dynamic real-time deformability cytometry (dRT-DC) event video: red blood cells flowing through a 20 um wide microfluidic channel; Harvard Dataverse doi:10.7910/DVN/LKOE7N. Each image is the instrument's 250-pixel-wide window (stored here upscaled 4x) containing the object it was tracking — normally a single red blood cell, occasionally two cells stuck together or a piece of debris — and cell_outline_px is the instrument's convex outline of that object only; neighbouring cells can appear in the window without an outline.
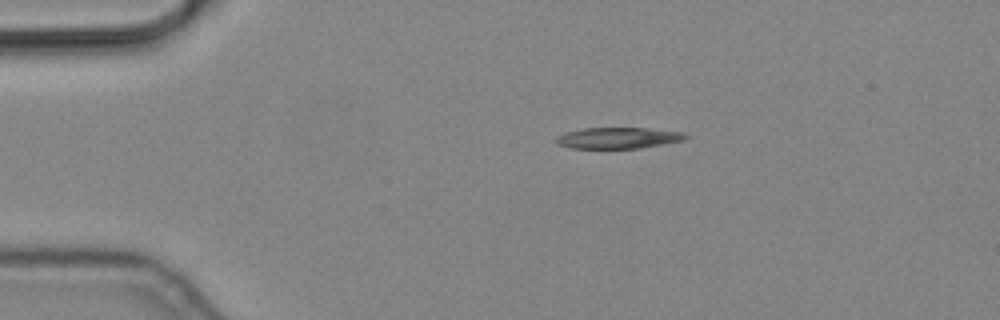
{"species": "common noctule bat (a hibernating species)", "species_latin": "Nyctalus noctula", "temperature_condition": "cold", "stored_images_in_passage": 4, "camera_frame_rate_fps": 3000, "um_per_image_px": 0.085, "animal": {"sex": "male", "body_mass_g": 19.2, "forearm_length_mm": 51.8}, "frame": {"image": 1, "passage_image": 4, "time_ms": 1.0, "image_size_px": [1000, 320], "cell_outline_px": [[688, 136], [684, 140], [640, 148], [572, 148], [556, 144], [556, 136], [568, 132], [584, 128], [644, 128], [684, 132]], "centroid_in_image_um": [52.54, 11.72], "position_along_channel_um": 32.5, "area_um2": 15.78}}